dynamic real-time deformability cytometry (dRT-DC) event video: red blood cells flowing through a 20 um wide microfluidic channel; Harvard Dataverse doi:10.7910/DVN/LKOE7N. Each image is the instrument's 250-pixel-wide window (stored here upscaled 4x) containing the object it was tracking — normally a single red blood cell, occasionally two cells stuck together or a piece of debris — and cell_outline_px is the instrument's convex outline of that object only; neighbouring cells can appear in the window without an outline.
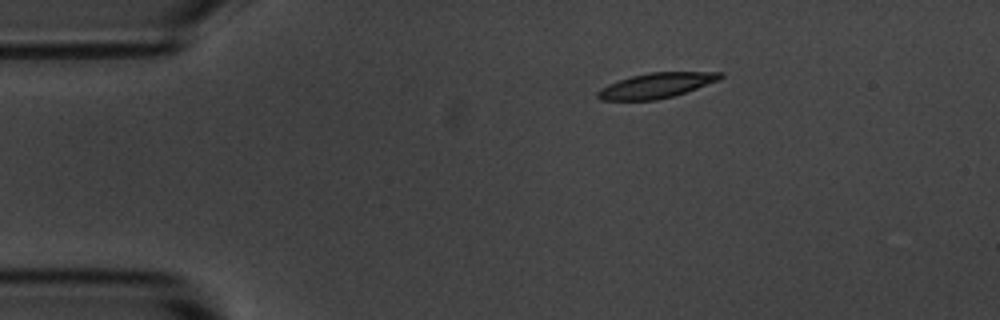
{"species": "common noctule bat (a hibernating species)", "species_latin": "Nyctalus noctula", "temperature_condition": "room temperature", "stored_images_in_passage": 3, "camera_frame_rate_fps": 3000, "um_per_image_px": 0.085, "animal": {"sex": "male", "body_mass_g": 20.1, "forearm_length_mm": 53.5}, "frame": {"image": 1, "passage_image": 3, "time_ms": 3.333, "image_size_px": [1000, 320], "cell_outline_px": [[724, 76], [720, 80], [672, 96], [656, 100], [600, 100], [596, 96], [596, 92], [600, 88], [608, 84], [632, 76], [648, 72], [724, 72]], "centroid_in_image_um": [55.78, 7.26], "position_along_channel_um": 29.2, "area_um2": 17.86}}